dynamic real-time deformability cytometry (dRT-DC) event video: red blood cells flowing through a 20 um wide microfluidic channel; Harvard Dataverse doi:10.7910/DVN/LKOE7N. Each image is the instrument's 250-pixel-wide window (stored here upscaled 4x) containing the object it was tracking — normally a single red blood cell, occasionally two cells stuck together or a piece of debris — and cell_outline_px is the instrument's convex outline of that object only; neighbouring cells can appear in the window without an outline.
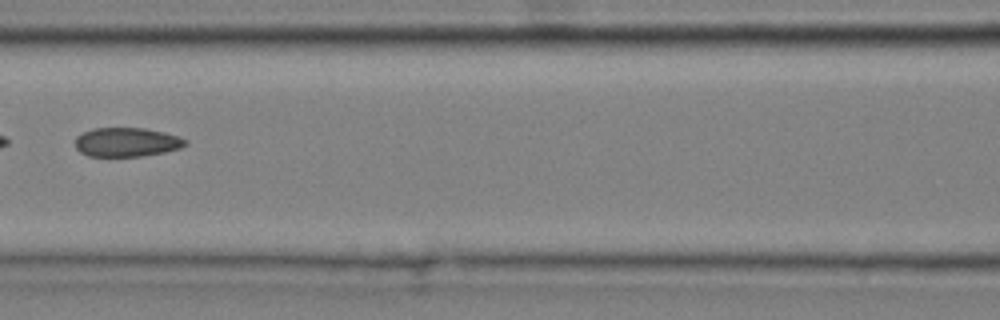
{"species": "common noctule bat (a hibernating species)", "species_latin": "Nyctalus noctula", "temperature_condition": "cold", "stored_images_in_passage": 4, "camera_frame_rate_fps": 3000, "um_per_image_px": 0.085, "animal": {"sex": "male", "body_mass_g": 20.4}, "frame": {"image": 1, "passage_image": 4, "time_ms": 1.0, "image_size_px": [1000, 320], "cell_outline_px": [[188, 144], [180, 148], [164, 152], [140, 156], [88, 156], [80, 152], [76, 148], [76, 136], [92, 128], [144, 128], [164, 132], [188, 140]], "centroid_in_image_um": [10.77, 12.08], "position_along_channel_um": 155.8, "area_um2": 18.61}}